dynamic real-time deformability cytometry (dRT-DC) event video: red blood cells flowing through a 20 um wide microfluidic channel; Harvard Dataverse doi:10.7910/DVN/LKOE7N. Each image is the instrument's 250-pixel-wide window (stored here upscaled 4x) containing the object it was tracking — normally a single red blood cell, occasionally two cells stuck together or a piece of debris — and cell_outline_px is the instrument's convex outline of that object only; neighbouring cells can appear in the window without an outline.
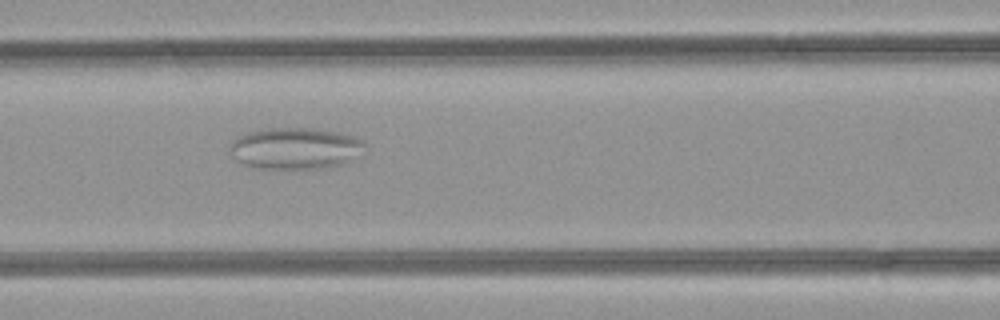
{"species": "common noctule bat (a hibernating species)", "species_latin": "Nyctalus noctula", "temperature_condition": "room temperature", "stored_images_in_passage": 42, "camera_frame_rate_fps": 3000, "um_per_image_px": 0.085, "animal": {"sex": "female", "body_mass_g": 21.9}, "frame": {"image": 1, "passage_image": 14, "time_ms": 4.333, "image_size_px": [1000, 320], "cell_outline_px": [[364, 144], [340, 164], [324, 168], [256, 168], [244, 164], [236, 160], [232, 156], [228, 148], [240, 136], [248, 132], [268, 128], [308, 128], [340, 132], [356, 136]], "centroid_in_image_um": [24.98, 12.59], "position_along_channel_um": 141.6, "area_um2": 31.67}}
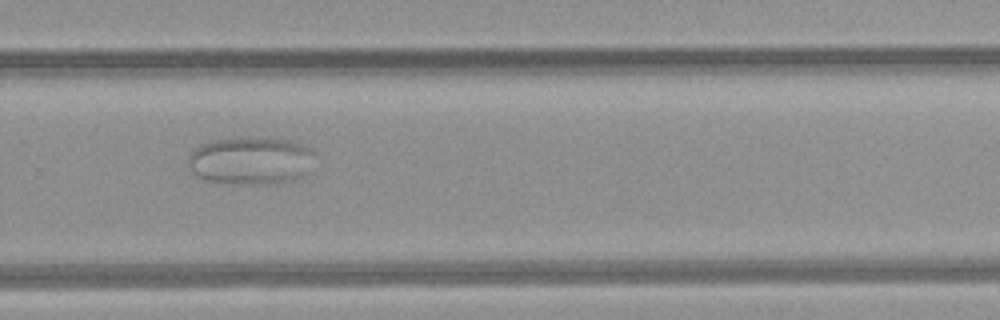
{"frame": {"image": 2, "passage_image": 26, "time_ms": 8.333, "image_size_px": [1000, 320], "cell_outline_px": [[312, 152], [304, 176], [292, 180], [276, 184], [236, 184], [200, 180], [192, 172], [188, 164], [188, 156], [200, 144], [212, 140], [288, 140], [312, 148]], "centroid_in_image_um": [21.23, 13.72], "position_along_channel_um": 308.6, "area_um2": 34.33}}
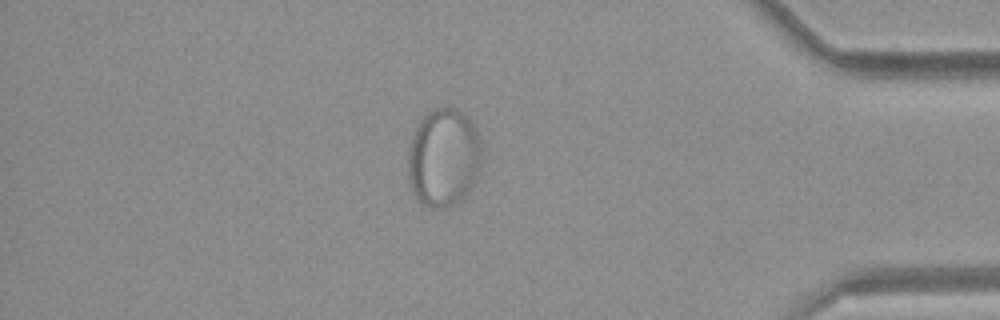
{"frame": {"image": 3, "passage_image": 35, "time_ms": 11.333, "image_size_px": [1000, 320], "cell_outline_px": [[480, 168], [472, 188], [456, 204], [448, 208], [428, 208], [412, 192], [408, 172], [408, 152], [412, 136], [420, 120], [432, 108], [448, 104], [460, 108], [468, 116], [476, 128], [480, 140]], "centroid_in_image_um": [37.72, 13.35], "position_along_channel_um": 397.5, "area_um2": 43.0}}